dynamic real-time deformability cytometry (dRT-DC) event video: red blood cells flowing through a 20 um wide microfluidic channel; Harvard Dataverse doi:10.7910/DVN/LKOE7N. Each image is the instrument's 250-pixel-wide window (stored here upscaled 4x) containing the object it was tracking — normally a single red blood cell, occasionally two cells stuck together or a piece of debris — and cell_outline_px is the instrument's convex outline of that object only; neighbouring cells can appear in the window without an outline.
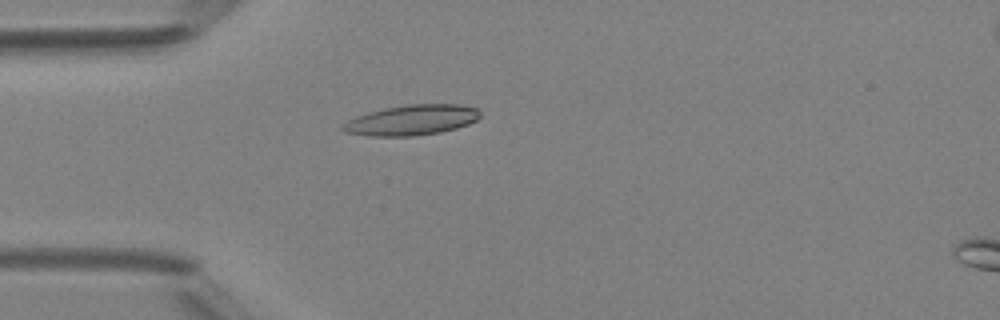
{"species": "Egyptian fruit bat (a non-hibernating species)", "species_latin": "Rousettus aegyptiacus", "temperature_condition": "room temperature", "stored_images_in_passage": 36, "camera_frame_rate_fps": 3000, "um_per_image_px": 0.085, "animal": {"sex": "female"}, "frame": {"image": 1, "passage_image": 1, "time_ms": 0.0, "image_size_px": [1000, 320], "cell_outline_px": [[480, 116], [476, 120], [468, 124], [456, 128], [440, 132], [412, 136], [372, 136], [344, 132], [340, 128], [348, 120], [356, 116], [368, 112], [384, 108], [408, 104], [460, 104], [476, 108], [480, 112]], "centroid_in_image_um": [34.99, 10.2], "position_along_channel_um": 50.0, "area_um2": 24.22}}
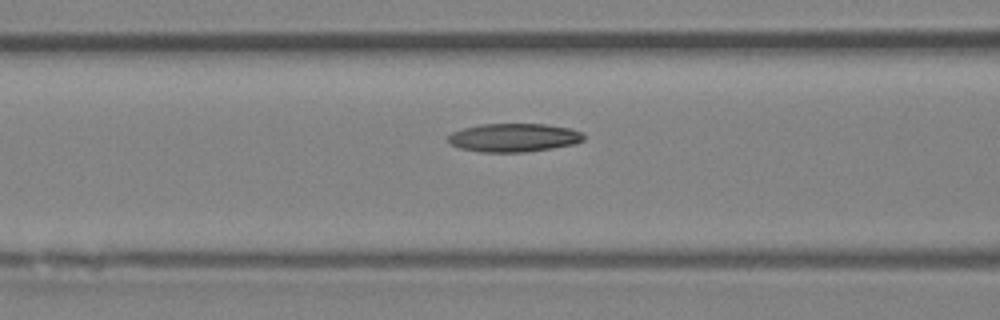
{"frame": {"image": 2, "passage_image": 7, "time_ms": 2.0, "image_size_px": [1000, 320], "cell_outline_px": [[584, 140], [576, 144], [552, 148], [524, 152], [480, 152], [460, 148], [452, 144], [448, 140], [448, 136], [452, 132], [464, 128], [480, 124], [544, 124], [572, 128], [584, 132]], "centroid_in_image_um": [43.72, 11.69], "position_along_channel_um": 122.9, "area_um2": 22.6}}
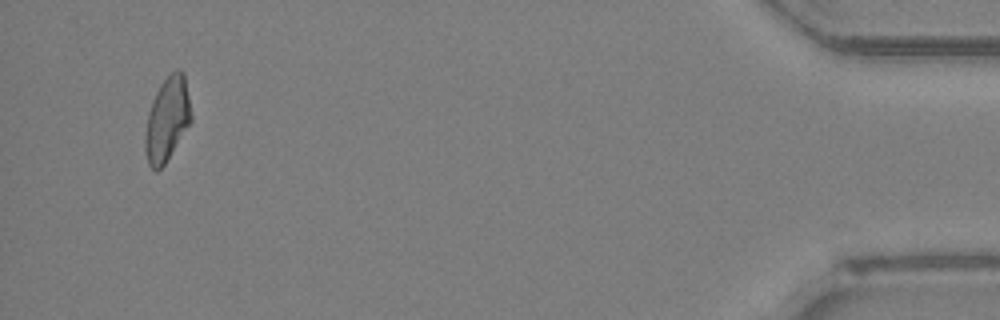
{"frame": {"image": 3, "passage_image": 34, "time_ms": 11.0, "image_size_px": [1000, 320], "cell_outline_px": [[192, 120], [164, 164], [156, 172], [148, 164], [144, 152], [144, 136], [148, 112], [152, 100], [160, 84], [176, 68], [180, 68], [184, 72], [192, 116]], "centroid_in_image_um": [14.19, 10.12], "position_along_channel_um": 421.0, "area_um2": 22.54}}